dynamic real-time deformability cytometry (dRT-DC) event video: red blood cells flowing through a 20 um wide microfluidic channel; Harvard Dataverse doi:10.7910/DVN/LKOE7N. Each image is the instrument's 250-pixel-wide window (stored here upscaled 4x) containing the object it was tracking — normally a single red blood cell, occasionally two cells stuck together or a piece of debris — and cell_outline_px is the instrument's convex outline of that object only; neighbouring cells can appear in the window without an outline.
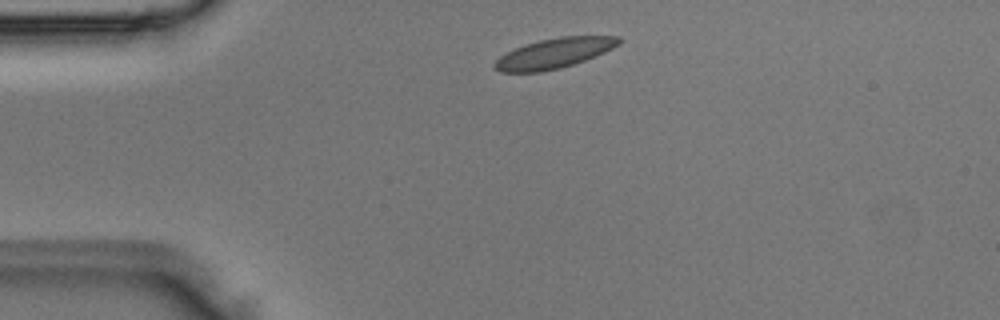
{"species": "Egyptian fruit bat (a non-hibernating species)", "species_latin": "Rousettus aegyptiacus", "temperature_condition": "room temperature", "stored_images_in_passage": 3, "camera_frame_rate_fps": 3000, "um_per_image_px": 0.085, "animal": {"sex": "male"}, "frame": {"image": 1, "passage_image": 1, "time_ms": 0.0, "image_size_px": [1000, 320], "cell_outline_px": [[624, 40], [620, 44], [596, 56], [560, 68], [540, 72], [500, 72], [492, 68], [492, 64], [500, 56], [524, 44], [540, 40], [560, 36], [620, 36]], "centroid_in_image_um": [47.11, 4.52], "position_along_channel_um": 37.9, "area_um2": 21.79}}
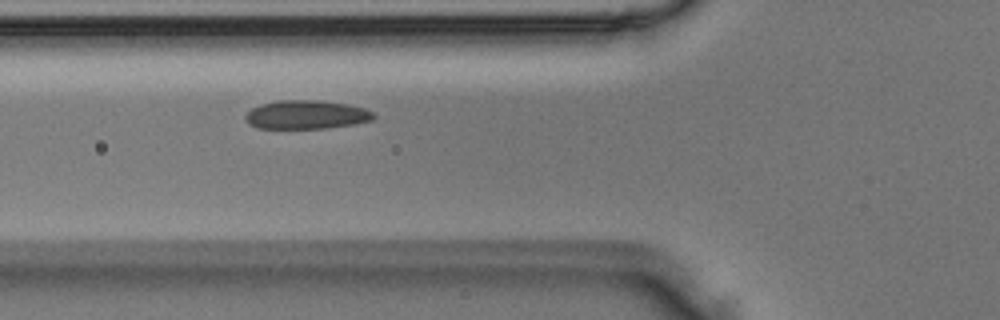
{"frame": {"image": 2, "passage_image": 3, "time_ms": 0.667, "image_size_px": [1000, 320], "cell_outline_px": [[376, 116], [372, 120], [356, 124], [328, 128], [256, 128], [248, 124], [244, 120], [244, 116], [252, 108], [260, 104], [276, 100], [316, 100], [348, 104], [364, 108], [376, 112]], "centroid_in_image_um": [26.04, 9.75], "position_along_channel_um": 99.8, "area_um2": 21.73}}